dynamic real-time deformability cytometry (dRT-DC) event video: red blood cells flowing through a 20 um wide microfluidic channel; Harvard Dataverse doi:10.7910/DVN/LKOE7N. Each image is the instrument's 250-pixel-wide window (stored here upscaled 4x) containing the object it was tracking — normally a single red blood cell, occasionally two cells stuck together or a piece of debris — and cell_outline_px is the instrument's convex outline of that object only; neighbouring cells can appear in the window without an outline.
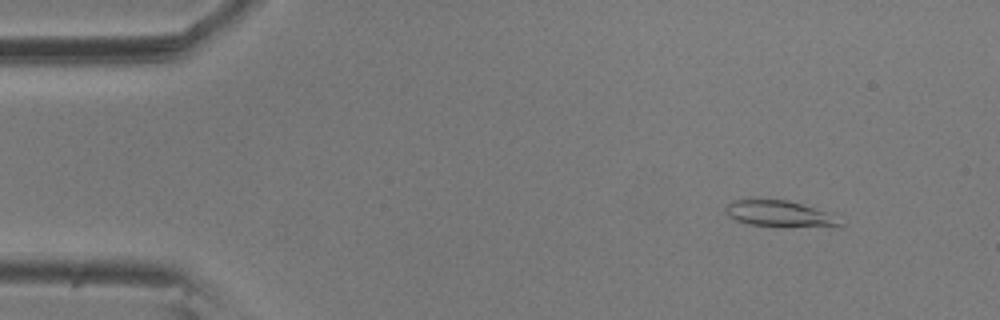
{"species": "common noctule bat (a hibernating species)", "species_latin": "Nyctalus noctula", "temperature_condition": "room temperature", "stored_images_in_passage": 3, "camera_frame_rate_fps": 3000, "um_per_image_px": 0.085, "animal": {"sex": "male", "body_mass_g": 20.5, "forearm_length_mm": 52.5}, "frame": {"image": 1, "passage_image": 1, "time_ms": 0.0, "image_size_px": [1000, 320], "cell_outline_px": [[844, 228], [784, 228], [752, 224], [736, 220], [728, 216], [724, 212], [724, 208], [732, 200], [788, 200], [824, 212], [844, 224]], "centroid_in_image_um": [66.3, 18.23], "position_along_channel_um": 18.7, "area_um2": 17.74}}